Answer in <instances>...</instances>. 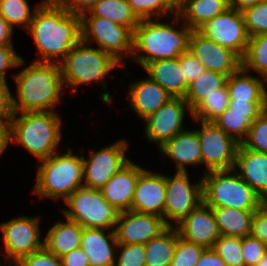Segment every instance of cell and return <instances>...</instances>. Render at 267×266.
I'll return each instance as SVG.
<instances>
[{"mask_svg": "<svg viewBox=\"0 0 267 266\" xmlns=\"http://www.w3.org/2000/svg\"><path fill=\"white\" fill-rule=\"evenodd\" d=\"M27 31L40 54L35 62L59 64L81 40V16L70 13L56 0H43L35 7Z\"/></svg>", "mask_w": 267, "mask_h": 266, "instance_id": "1", "label": "cell"}, {"mask_svg": "<svg viewBox=\"0 0 267 266\" xmlns=\"http://www.w3.org/2000/svg\"><path fill=\"white\" fill-rule=\"evenodd\" d=\"M17 97H13L15 113L27 111H54L60 102L64 82L58 63L32 62L14 75Z\"/></svg>", "mask_w": 267, "mask_h": 266, "instance_id": "2", "label": "cell"}, {"mask_svg": "<svg viewBox=\"0 0 267 266\" xmlns=\"http://www.w3.org/2000/svg\"><path fill=\"white\" fill-rule=\"evenodd\" d=\"M191 32L185 23L177 30L172 24H163L157 19L140 20L133 31L131 58L142 67L151 61L178 58L188 51Z\"/></svg>", "mask_w": 267, "mask_h": 266, "instance_id": "3", "label": "cell"}, {"mask_svg": "<svg viewBox=\"0 0 267 266\" xmlns=\"http://www.w3.org/2000/svg\"><path fill=\"white\" fill-rule=\"evenodd\" d=\"M20 115L19 117L17 115ZM11 123V142H17L39 160L56 152L61 141V117L53 111L15 113Z\"/></svg>", "mask_w": 267, "mask_h": 266, "instance_id": "4", "label": "cell"}, {"mask_svg": "<svg viewBox=\"0 0 267 266\" xmlns=\"http://www.w3.org/2000/svg\"><path fill=\"white\" fill-rule=\"evenodd\" d=\"M71 149L68 148L67 153L61 155L55 152L40 160L42 163L38 167L34 193L41 198H63L65 201L83 186V155H74Z\"/></svg>", "mask_w": 267, "mask_h": 266, "instance_id": "5", "label": "cell"}, {"mask_svg": "<svg viewBox=\"0 0 267 266\" xmlns=\"http://www.w3.org/2000/svg\"><path fill=\"white\" fill-rule=\"evenodd\" d=\"M202 191L203 202L212 208L256 211L264 204V200L235 172V169L205 171Z\"/></svg>", "mask_w": 267, "mask_h": 266, "instance_id": "6", "label": "cell"}, {"mask_svg": "<svg viewBox=\"0 0 267 266\" xmlns=\"http://www.w3.org/2000/svg\"><path fill=\"white\" fill-rule=\"evenodd\" d=\"M59 65L65 86L70 85L77 89V86L92 81L102 83L105 76L121 64L109 53L99 48H92L80 40Z\"/></svg>", "mask_w": 267, "mask_h": 266, "instance_id": "7", "label": "cell"}, {"mask_svg": "<svg viewBox=\"0 0 267 266\" xmlns=\"http://www.w3.org/2000/svg\"><path fill=\"white\" fill-rule=\"evenodd\" d=\"M64 202L70 207L62 209L65 218L84 228L115 230L119 212L106 201L100 189L79 187Z\"/></svg>", "mask_w": 267, "mask_h": 266, "instance_id": "8", "label": "cell"}, {"mask_svg": "<svg viewBox=\"0 0 267 266\" xmlns=\"http://www.w3.org/2000/svg\"><path fill=\"white\" fill-rule=\"evenodd\" d=\"M81 40L87 44L98 43L99 49L109 53L116 61L126 56L131 58L133 52V31L107 18L98 16H81ZM131 55V56H128Z\"/></svg>", "mask_w": 267, "mask_h": 266, "instance_id": "9", "label": "cell"}, {"mask_svg": "<svg viewBox=\"0 0 267 266\" xmlns=\"http://www.w3.org/2000/svg\"><path fill=\"white\" fill-rule=\"evenodd\" d=\"M165 183L164 220L168 228H174L172 222L176 221L177 228L203 202L202 179L191 185L187 172H176L173 177L166 175Z\"/></svg>", "mask_w": 267, "mask_h": 266, "instance_id": "10", "label": "cell"}, {"mask_svg": "<svg viewBox=\"0 0 267 266\" xmlns=\"http://www.w3.org/2000/svg\"><path fill=\"white\" fill-rule=\"evenodd\" d=\"M200 123L201 129L197 132L201 146V164H206L208 172L234 169L240 144L213 122Z\"/></svg>", "mask_w": 267, "mask_h": 266, "instance_id": "11", "label": "cell"}, {"mask_svg": "<svg viewBox=\"0 0 267 266\" xmlns=\"http://www.w3.org/2000/svg\"><path fill=\"white\" fill-rule=\"evenodd\" d=\"M38 217L20 216L0 225L4 241V256L12 265L22 257L30 255L44 247L40 240Z\"/></svg>", "mask_w": 267, "mask_h": 266, "instance_id": "12", "label": "cell"}, {"mask_svg": "<svg viewBox=\"0 0 267 266\" xmlns=\"http://www.w3.org/2000/svg\"><path fill=\"white\" fill-rule=\"evenodd\" d=\"M198 31L215 43L232 50L241 58L247 51L250 36L242 11L229 7L225 12L206 22Z\"/></svg>", "mask_w": 267, "mask_h": 266, "instance_id": "13", "label": "cell"}, {"mask_svg": "<svg viewBox=\"0 0 267 266\" xmlns=\"http://www.w3.org/2000/svg\"><path fill=\"white\" fill-rule=\"evenodd\" d=\"M127 148V141L120 140L98 151L91 152L89 159H85L83 156V186L101 189L113 175L131 161L125 156Z\"/></svg>", "mask_w": 267, "mask_h": 266, "instance_id": "14", "label": "cell"}, {"mask_svg": "<svg viewBox=\"0 0 267 266\" xmlns=\"http://www.w3.org/2000/svg\"><path fill=\"white\" fill-rule=\"evenodd\" d=\"M185 110L192 114L183 97L170 98L159 110L144 119L146 121L145 136L149 141L158 143V148L162 147L176 134L185 130L182 125Z\"/></svg>", "mask_w": 267, "mask_h": 266, "instance_id": "15", "label": "cell"}, {"mask_svg": "<svg viewBox=\"0 0 267 266\" xmlns=\"http://www.w3.org/2000/svg\"><path fill=\"white\" fill-rule=\"evenodd\" d=\"M188 50L205 69L228 77L242 67V58L238 54L215 43L198 30H192Z\"/></svg>", "mask_w": 267, "mask_h": 266, "instance_id": "16", "label": "cell"}, {"mask_svg": "<svg viewBox=\"0 0 267 266\" xmlns=\"http://www.w3.org/2000/svg\"><path fill=\"white\" fill-rule=\"evenodd\" d=\"M163 217L131 210L119 212L115 234L120 244H146L167 229Z\"/></svg>", "mask_w": 267, "mask_h": 266, "instance_id": "17", "label": "cell"}, {"mask_svg": "<svg viewBox=\"0 0 267 266\" xmlns=\"http://www.w3.org/2000/svg\"><path fill=\"white\" fill-rule=\"evenodd\" d=\"M165 201V175L144 169L138 177L131 211L155 214L164 218Z\"/></svg>", "mask_w": 267, "mask_h": 266, "instance_id": "18", "label": "cell"}, {"mask_svg": "<svg viewBox=\"0 0 267 266\" xmlns=\"http://www.w3.org/2000/svg\"><path fill=\"white\" fill-rule=\"evenodd\" d=\"M176 229L183 240L204 248H212L221 236L212 207L204 202L193 209Z\"/></svg>", "mask_w": 267, "mask_h": 266, "instance_id": "19", "label": "cell"}, {"mask_svg": "<svg viewBox=\"0 0 267 266\" xmlns=\"http://www.w3.org/2000/svg\"><path fill=\"white\" fill-rule=\"evenodd\" d=\"M143 170L130 161L100 189L106 201L118 212L131 210L138 177Z\"/></svg>", "mask_w": 267, "mask_h": 266, "instance_id": "20", "label": "cell"}, {"mask_svg": "<svg viewBox=\"0 0 267 266\" xmlns=\"http://www.w3.org/2000/svg\"><path fill=\"white\" fill-rule=\"evenodd\" d=\"M83 228L80 247L86 253L90 266H115L118 242L115 230ZM107 234V235H106Z\"/></svg>", "mask_w": 267, "mask_h": 266, "instance_id": "21", "label": "cell"}, {"mask_svg": "<svg viewBox=\"0 0 267 266\" xmlns=\"http://www.w3.org/2000/svg\"><path fill=\"white\" fill-rule=\"evenodd\" d=\"M238 175L252 187L259 196L267 198V153L253 151L239 145L234 169Z\"/></svg>", "mask_w": 267, "mask_h": 266, "instance_id": "22", "label": "cell"}, {"mask_svg": "<svg viewBox=\"0 0 267 266\" xmlns=\"http://www.w3.org/2000/svg\"><path fill=\"white\" fill-rule=\"evenodd\" d=\"M159 149L163 155L175 161L176 172L185 173L187 165L201 164V146L197 130H183Z\"/></svg>", "mask_w": 267, "mask_h": 266, "instance_id": "23", "label": "cell"}, {"mask_svg": "<svg viewBox=\"0 0 267 266\" xmlns=\"http://www.w3.org/2000/svg\"><path fill=\"white\" fill-rule=\"evenodd\" d=\"M128 98L131 108L145 119L159 110L172 96L150 78L130 84Z\"/></svg>", "mask_w": 267, "mask_h": 266, "instance_id": "24", "label": "cell"}, {"mask_svg": "<svg viewBox=\"0 0 267 266\" xmlns=\"http://www.w3.org/2000/svg\"><path fill=\"white\" fill-rule=\"evenodd\" d=\"M143 68L149 78L157 82L172 97L184 98L189 85L186 83L182 68H180L179 57L151 61Z\"/></svg>", "mask_w": 267, "mask_h": 266, "instance_id": "25", "label": "cell"}, {"mask_svg": "<svg viewBox=\"0 0 267 266\" xmlns=\"http://www.w3.org/2000/svg\"><path fill=\"white\" fill-rule=\"evenodd\" d=\"M230 7V0H186L173 15V23L183 17L184 23L192 30H198L215 16Z\"/></svg>", "mask_w": 267, "mask_h": 266, "instance_id": "26", "label": "cell"}, {"mask_svg": "<svg viewBox=\"0 0 267 266\" xmlns=\"http://www.w3.org/2000/svg\"><path fill=\"white\" fill-rule=\"evenodd\" d=\"M83 228L79 223L68 218L65 222L59 221L48 230L43 241L44 247L61 258L80 247Z\"/></svg>", "mask_w": 267, "mask_h": 266, "instance_id": "27", "label": "cell"}, {"mask_svg": "<svg viewBox=\"0 0 267 266\" xmlns=\"http://www.w3.org/2000/svg\"><path fill=\"white\" fill-rule=\"evenodd\" d=\"M265 82L266 79L249 75V71L241 67L227 79L230 101L266 102Z\"/></svg>", "mask_w": 267, "mask_h": 266, "instance_id": "28", "label": "cell"}, {"mask_svg": "<svg viewBox=\"0 0 267 266\" xmlns=\"http://www.w3.org/2000/svg\"><path fill=\"white\" fill-rule=\"evenodd\" d=\"M220 234L245 237L251 233V222L255 211L227 207L212 208Z\"/></svg>", "mask_w": 267, "mask_h": 266, "instance_id": "29", "label": "cell"}, {"mask_svg": "<svg viewBox=\"0 0 267 266\" xmlns=\"http://www.w3.org/2000/svg\"><path fill=\"white\" fill-rule=\"evenodd\" d=\"M179 233L176 228H167L159 236L144 245L145 266H170L174 257Z\"/></svg>", "mask_w": 267, "mask_h": 266, "instance_id": "30", "label": "cell"}, {"mask_svg": "<svg viewBox=\"0 0 267 266\" xmlns=\"http://www.w3.org/2000/svg\"><path fill=\"white\" fill-rule=\"evenodd\" d=\"M81 16L107 18L112 22L129 27L132 31H134L140 22L133 13L128 0H99L88 12H85Z\"/></svg>", "mask_w": 267, "mask_h": 266, "instance_id": "31", "label": "cell"}, {"mask_svg": "<svg viewBox=\"0 0 267 266\" xmlns=\"http://www.w3.org/2000/svg\"><path fill=\"white\" fill-rule=\"evenodd\" d=\"M228 76L206 69L204 73L188 86L184 96L191 112L207 97L217 93L227 84Z\"/></svg>", "mask_w": 267, "mask_h": 266, "instance_id": "32", "label": "cell"}, {"mask_svg": "<svg viewBox=\"0 0 267 266\" xmlns=\"http://www.w3.org/2000/svg\"><path fill=\"white\" fill-rule=\"evenodd\" d=\"M260 114L231 112V109L227 108L223 114L216 117L212 122L237 143L242 144L248 136L251 123Z\"/></svg>", "mask_w": 267, "mask_h": 266, "instance_id": "33", "label": "cell"}, {"mask_svg": "<svg viewBox=\"0 0 267 266\" xmlns=\"http://www.w3.org/2000/svg\"><path fill=\"white\" fill-rule=\"evenodd\" d=\"M242 67L255 70L267 80V33L249 38L247 51L242 58Z\"/></svg>", "mask_w": 267, "mask_h": 266, "instance_id": "34", "label": "cell"}, {"mask_svg": "<svg viewBox=\"0 0 267 266\" xmlns=\"http://www.w3.org/2000/svg\"><path fill=\"white\" fill-rule=\"evenodd\" d=\"M230 99L228 88L222 89L204 99L193 111L191 116L194 120L212 122L216 117L223 114L228 108Z\"/></svg>", "mask_w": 267, "mask_h": 266, "instance_id": "35", "label": "cell"}, {"mask_svg": "<svg viewBox=\"0 0 267 266\" xmlns=\"http://www.w3.org/2000/svg\"><path fill=\"white\" fill-rule=\"evenodd\" d=\"M0 15L12 27L21 25L27 30L33 17L27 0H0Z\"/></svg>", "mask_w": 267, "mask_h": 266, "instance_id": "36", "label": "cell"}, {"mask_svg": "<svg viewBox=\"0 0 267 266\" xmlns=\"http://www.w3.org/2000/svg\"><path fill=\"white\" fill-rule=\"evenodd\" d=\"M212 248L227 266H245L241 252V237L221 235Z\"/></svg>", "mask_w": 267, "mask_h": 266, "instance_id": "37", "label": "cell"}, {"mask_svg": "<svg viewBox=\"0 0 267 266\" xmlns=\"http://www.w3.org/2000/svg\"><path fill=\"white\" fill-rule=\"evenodd\" d=\"M242 14L250 37L267 33V0L244 9Z\"/></svg>", "mask_w": 267, "mask_h": 266, "instance_id": "38", "label": "cell"}, {"mask_svg": "<svg viewBox=\"0 0 267 266\" xmlns=\"http://www.w3.org/2000/svg\"><path fill=\"white\" fill-rule=\"evenodd\" d=\"M242 145L253 151L267 153V113L265 111L251 123L248 136Z\"/></svg>", "mask_w": 267, "mask_h": 266, "instance_id": "39", "label": "cell"}, {"mask_svg": "<svg viewBox=\"0 0 267 266\" xmlns=\"http://www.w3.org/2000/svg\"><path fill=\"white\" fill-rule=\"evenodd\" d=\"M128 3L139 20L152 19L153 15L160 19L165 14H175L164 0H128Z\"/></svg>", "mask_w": 267, "mask_h": 266, "instance_id": "40", "label": "cell"}, {"mask_svg": "<svg viewBox=\"0 0 267 266\" xmlns=\"http://www.w3.org/2000/svg\"><path fill=\"white\" fill-rule=\"evenodd\" d=\"M205 248L178 238L174 257L170 266H195Z\"/></svg>", "mask_w": 267, "mask_h": 266, "instance_id": "41", "label": "cell"}, {"mask_svg": "<svg viewBox=\"0 0 267 266\" xmlns=\"http://www.w3.org/2000/svg\"><path fill=\"white\" fill-rule=\"evenodd\" d=\"M120 256L116 257L115 266H145L146 250L144 244H120Z\"/></svg>", "mask_w": 267, "mask_h": 266, "instance_id": "42", "label": "cell"}, {"mask_svg": "<svg viewBox=\"0 0 267 266\" xmlns=\"http://www.w3.org/2000/svg\"><path fill=\"white\" fill-rule=\"evenodd\" d=\"M241 252L245 266H255L267 252V245L251 235L241 238Z\"/></svg>", "mask_w": 267, "mask_h": 266, "instance_id": "43", "label": "cell"}, {"mask_svg": "<svg viewBox=\"0 0 267 266\" xmlns=\"http://www.w3.org/2000/svg\"><path fill=\"white\" fill-rule=\"evenodd\" d=\"M13 266H62V259L43 247L22 257Z\"/></svg>", "mask_w": 267, "mask_h": 266, "instance_id": "44", "label": "cell"}, {"mask_svg": "<svg viewBox=\"0 0 267 266\" xmlns=\"http://www.w3.org/2000/svg\"><path fill=\"white\" fill-rule=\"evenodd\" d=\"M179 64L188 85L198 79L206 70L189 50L179 56Z\"/></svg>", "mask_w": 267, "mask_h": 266, "instance_id": "45", "label": "cell"}, {"mask_svg": "<svg viewBox=\"0 0 267 266\" xmlns=\"http://www.w3.org/2000/svg\"><path fill=\"white\" fill-rule=\"evenodd\" d=\"M24 59L20 57L13 46H0V80L6 79V70L16 68L24 64Z\"/></svg>", "mask_w": 267, "mask_h": 266, "instance_id": "46", "label": "cell"}, {"mask_svg": "<svg viewBox=\"0 0 267 266\" xmlns=\"http://www.w3.org/2000/svg\"><path fill=\"white\" fill-rule=\"evenodd\" d=\"M14 115L13 95L7 80H0V121L10 122Z\"/></svg>", "mask_w": 267, "mask_h": 266, "instance_id": "47", "label": "cell"}, {"mask_svg": "<svg viewBox=\"0 0 267 266\" xmlns=\"http://www.w3.org/2000/svg\"><path fill=\"white\" fill-rule=\"evenodd\" d=\"M250 235L267 245V206L265 204L254 212Z\"/></svg>", "mask_w": 267, "mask_h": 266, "instance_id": "48", "label": "cell"}, {"mask_svg": "<svg viewBox=\"0 0 267 266\" xmlns=\"http://www.w3.org/2000/svg\"><path fill=\"white\" fill-rule=\"evenodd\" d=\"M64 9L72 14L82 15L88 12L99 0H56Z\"/></svg>", "mask_w": 267, "mask_h": 266, "instance_id": "49", "label": "cell"}, {"mask_svg": "<svg viewBox=\"0 0 267 266\" xmlns=\"http://www.w3.org/2000/svg\"><path fill=\"white\" fill-rule=\"evenodd\" d=\"M228 108L231 112L262 113L265 110V102L230 101Z\"/></svg>", "mask_w": 267, "mask_h": 266, "instance_id": "50", "label": "cell"}, {"mask_svg": "<svg viewBox=\"0 0 267 266\" xmlns=\"http://www.w3.org/2000/svg\"><path fill=\"white\" fill-rule=\"evenodd\" d=\"M62 266H90L84 250L79 247L61 257Z\"/></svg>", "mask_w": 267, "mask_h": 266, "instance_id": "51", "label": "cell"}, {"mask_svg": "<svg viewBox=\"0 0 267 266\" xmlns=\"http://www.w3.org/2000/svg\"><path fill=\"white\" fill-rule=\"evenodd\" d=\"M195 266H227V264L213 248H205Z\"/></svg>", "mask_w": 267, "mask_h": 266, "instance_id": "52", "label": "cell"}, {"mask_svg": "<svg viewBox=\"0 0 267 266\" xmlns=\"http://www.w3.org/2000/svg\"><path fill=\"white\" fill-rule=\"evenodd\" d=\"M13 27L0 15V46H12Z\"/></svg>", "mask_w": 267, "mask_h": 266, "instance_id": "53", "label": "cell"}, {"mask_svg": "<svg viewBox=\"0 0 267 266\" xmlns=\"http://www.w3.org/2000/svg\"><path fill=\"white\" fill-rule=\"evenodd\" d=\"M11 123L0 121V156L11 141Z\"/></svg>", "mask_w": 267, "mask_h": 266, "instance_id": "54", "label": "cell"}, {"mask_svg": "<svg viewBox=\"0 0 267 266\" xmlns=\"http://www.w3.org/2000/svg\"><path fill=\"white\" fill-rule=\"evenodd\" d=\"M262 0H230V7L243 11L248 7H252Z\"/></svg>", "mask_w": 267, "mask_h": 266, "instance_id": "55", "label": "cell"}, {"mask_svg": "<svg viewBox=\"0 0 267 266\" xmlns=\"http://www.w3.org/2000/svg\"><path fill=\"white\" fill-rule=\"evenodd\" d=\"M167 5L176 13L186 0H164Z\"/></svg>", "mask_w": 267, "mask_h": 266, "instance_id": "56", "label": "cell"}, {"mask_svg": "<svg viewBox=\"0 0 267 266\" xmlns=\"http://www.w3.org/2000/svg\"><path fill=\"white\" fill-rule=\"evenodd\" d=\"M255 266H267V252Z\"/></svg>", "mask_w": 267, "mask_h": 266, "instance_id": "57", "label": "cell"}, {"mask_svg": "<svg viewBox=\"0 0 267 266\" xmlns=\"http://www.w3.org/2000/svg\"><path fill=\"white\" fill-rule=\"evenodd\" d=\"M264 111L267 113V95H266V102H265V110Z\"/></svg>", "mask_w": 267, "mask_h": 266, "instance_id": "58", "label": "cell"}, {"mask_svg": "<svg viewBox=\"0 0 267 266\" xmlns=\"http://www.w3.org/2000/svg\"><path fill=\"white\" fill-rule=\"evenodd\" d=\"M264 204L267 206V198L264 200Z\"/></svg>", "mask_w": 267, "mask_h": 266, "instance_id": "59", "label": "cell"}]
</instances>
